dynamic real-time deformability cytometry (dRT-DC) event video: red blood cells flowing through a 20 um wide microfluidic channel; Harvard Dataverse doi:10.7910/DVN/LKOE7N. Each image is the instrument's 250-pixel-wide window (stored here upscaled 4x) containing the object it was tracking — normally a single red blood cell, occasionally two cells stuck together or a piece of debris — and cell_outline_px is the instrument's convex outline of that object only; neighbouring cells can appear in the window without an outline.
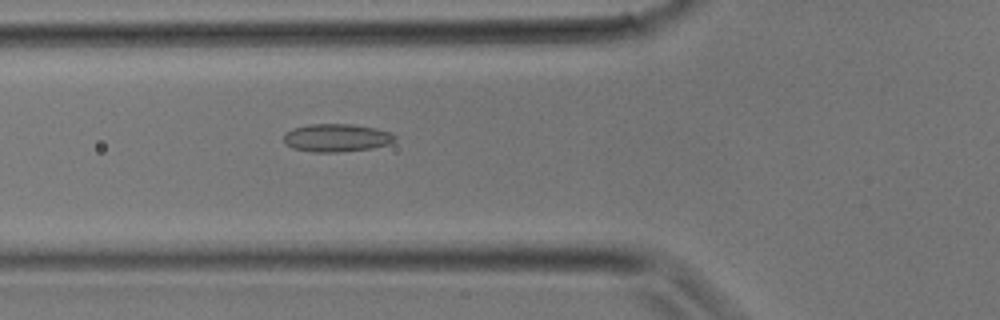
{"species": "common noctule bat (a hibernating species)", "species_latin": "Nyctalus noctula", "temperature_condition": "room temperature", "stored_images_in_passage": 13, "camera_frame_rate_fps": 3000, "um_per_image_px": 0.085, "animal": {"sex": "male", "body_mass_g": 17.9}, "frame": {"image": 1, "passage_image": 11, "time_ms": 3.333, "image_size_px": [1000, 320], "cell_outline_px": [[396, 140], [388, 144], [372, 148], [336, 152], [316, 152], [292, 148], [284, 144], [284, 132], [292, 128], [312, 124], [352, 124], [376, 128], [392, 132], [396, 136]], "centroid_in_image_um": [28.6, 11.7], "position_along_channel_um": 97.2, "area_um2": 18.21}}
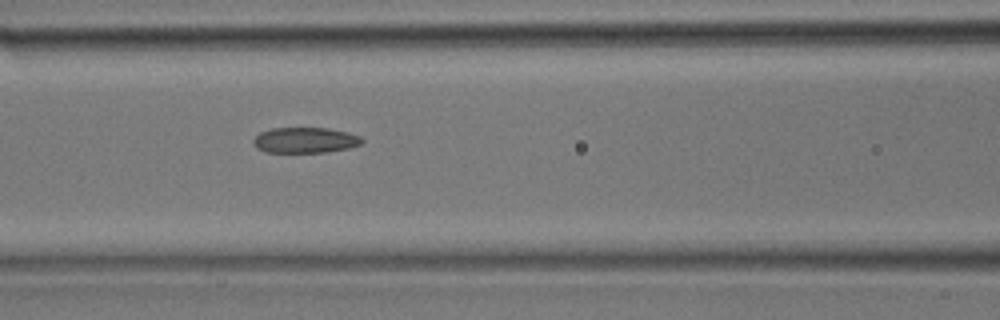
{"frame": {"image": 2, "passage_image": 13, "time_ms": 4.0, "image_size_px": [1000, 320], "cell_outline_px": [[364, 140], [360, 144], [348, 148], [328, 152], [264, 152], [256, 148], [252, 144], [252, 140], [260, 132], [272, 128], [328, 128], [348, 132], [360, 136]], "centroid_in_image_um": [25.91, 11.91], "position_along_channel_um": 140.7, "area_um2": 16.3}}